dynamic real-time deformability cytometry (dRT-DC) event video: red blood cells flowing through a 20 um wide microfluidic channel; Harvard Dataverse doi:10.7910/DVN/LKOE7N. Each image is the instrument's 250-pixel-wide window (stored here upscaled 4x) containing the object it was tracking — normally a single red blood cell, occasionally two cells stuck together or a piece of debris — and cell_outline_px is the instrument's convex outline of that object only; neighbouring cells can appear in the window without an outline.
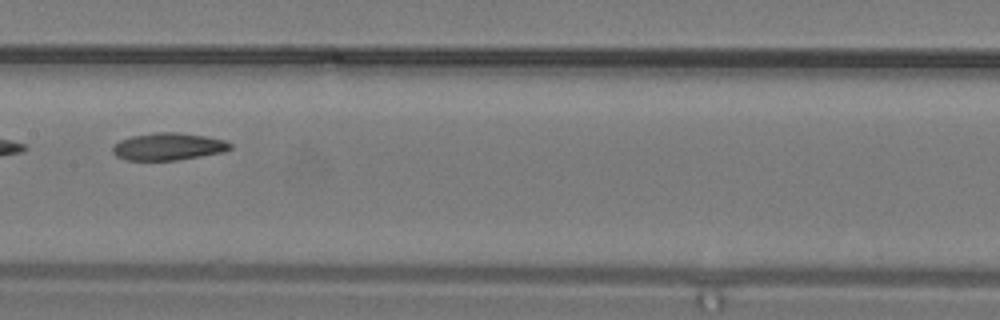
{"species": "common noctule bat (a hibernating species)", "species_latin": "Nyctalus noctula", "temperature_condition": "warm", "stored_images_in_passage": 10, "camera_frame_rate_fps": 3000, "um_per_image_px": 0.085, "animal": {"sex": "male", "body_mass_g": 19.2, "forearm_length_mm": 51.8}, "frame": {"image": 1, "passage_image": 9, "time_ms": 2.667, "image_size_px": [1000, 320], "cell_outline_px": [[232, 148], [224, 152], [176, 160], [124, 160], [116, 156], [112, 152], [112, 148], [120, 140], [132, 136], [156, 132], [176, 132], [204, 136], [224, 140], [232, 144]], "centroid_in_image_um": [14.3, 12.46], "position_along_channel_um": 193.1, "area_um2": 18.61}}